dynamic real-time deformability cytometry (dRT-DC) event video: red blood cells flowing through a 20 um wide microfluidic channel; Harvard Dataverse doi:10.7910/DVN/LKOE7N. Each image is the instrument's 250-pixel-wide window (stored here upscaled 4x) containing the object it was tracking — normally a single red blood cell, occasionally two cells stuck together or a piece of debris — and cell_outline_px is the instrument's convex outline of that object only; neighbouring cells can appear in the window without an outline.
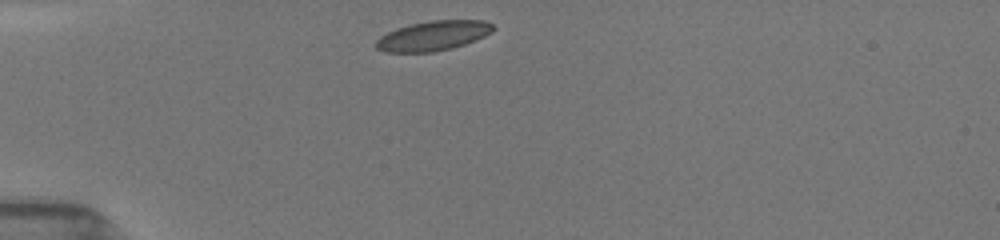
{"species": "common noctule bat (a hibernating species)", "species_latin": "Nyctalus noctula", "temperature_condition": "room temperature", "stored_images_in_passage": 25, "camera_frame_rate_fps": 3000, "um_per_image_px": 0.085, "animal": {"sex": "female", "body_mass_g": 19.5, "forearm_length_mm": 54.1}, "frame": {"image": 1, "passage_image": 1, "time_ms": 0.0, "image_size_px": [1000, 240], "cell_outline_px": [[496, 28], [492, 32], [476, 40], [452, 48], [432, 52], [384, 52], [376, 48], [372, 44], [380, 36], [396, 28], [412, 24], [432, 20], [484, 20], [492, 24]], "centroid_in_image_um": [36.8, 3.04], "position_along_channel_um": 48.2, "area_um2": 20.4}}
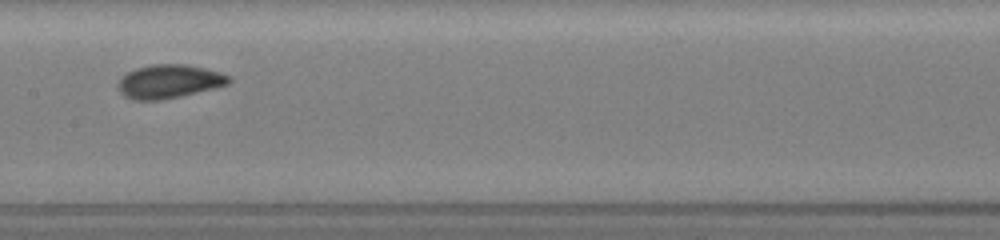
{"frame": {"image": 2, "passage_image": 10, "time_ms": 4.333, "image_size_px": [1000, 240], "cell_outline_px": [[232, 80], [228, 84], [216, 88], [180, 96], [160, 100], [132, 100], [124, 96], [120, 92], [116, 84], [128, 72], [136, 68], [152, 64], [188, 64], [220, 72], [228, 76]], "centroid_in_image_um": [14.37, 6.92], "position_along_channel_um": 193.0, "area_um2": 21.73}}
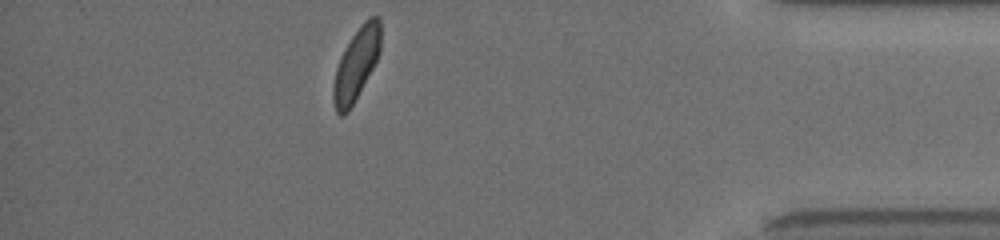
{"frame": {"image": 3, "passage_image": 22, "time_ms": 10.667, "image_size_px": [1000, 240], "cell_outline_px": [[380, 52], [372, 68], [348, 112], [344, 116], [340, 116], [336, 112], [332, 100], [332, 84], [336, 68], [340, 56], [352, 36], [364, 20], [368, 16], [380, 16]], "centroid_in_image_um": [30.25, 5.46], "position_along_channel_um": 404.9, "area_um2": 19.77}, "authors_computed_cell_mechanics": {"area_um2": 20.7502, "velocity_mm_per_s": 3.9238, "shape_relaxation_time_tau1_ms": 1.7694, "shape_relaxation_time_tau2_ms": 0.8893, "deformation_change_tau1": 0.0877, "deformation_change_tau2": 0.0303}}